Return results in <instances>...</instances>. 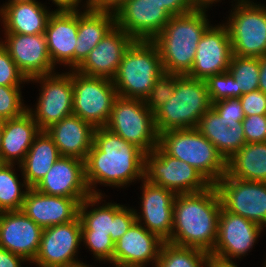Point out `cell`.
Here are the masks:
<instances>
[{"label":"cell","instance_id":"1","mask_svg":"<svg viewBox=\"0 0 266 267\" xmlns=\"http://www.w3.org/2000/svg\"><path fill=\"white\" fill-rule=\"evenodd\" d=\"M145 178V153L106 127H97L85 160V180L91 195H101L96 184L125 187Z\"/></svg>","mask_w":266,"mask_h":267},{"label":"cell","instance_id":"2","mask_svg":"<svg viewBox=\"0 0 266 267\" xmlns=\"http://www.w3.org/2000/svg\"><path fill=\"white\" fill-rule=\"evenodd\" d=\"M221 208V200L214 185L196 193L176 194L173 229L167 242L210 253L217 240Z\"/></svg>","mask_w":266,"mask_h":267},{"label":"cell","instance_id":"3","mask_svg":"<svg viewBox=\"0 0 266 267\" xmlns=\"http://www.w3.org/2000/svg\"><path fill=\"white\" fill-rule=\"evenodd\" d=\"M206 9L171 16L152 40L158 47L164 72L187 75L193 66L198 42L210 26Z\"/></svg>","mask_w":266,"mask_h":267},{"label":"cell","instance_id":"4","mask_svg":"<svg viewBox=\"0 0 266 267\" xmlns=\"http://www.w3.org/2000/svg\"><path fill=\"white\" fill-rule=\"evenodd\" d=\"M162 73L157 45L153 41L135 40L124 53L112 80L118 96L144 100Z\"/></svg>","mask_w":266,"mask_h":267},{"label":"cell","instance_id":"5","mask_svg":"<svg viewBox=\"0 0 266 267\" xmlns=\"http://www.w3.org/2000/svg\"><path fill=\"white\" fill-rule=\"evenodd\" d=\"M211 107L205 80L177 75L174 94L154 113L157 132L196 128Z\"/></svg>","mask_w":266,"mask_h":267},{"label":"cell","instance_id":"6","mask_svg":"<svg viewBox=\"0 0 266 267\" xmlns=\"http://www.w3.org/2000/svg\"><path fill=\"white\" fill-rule=\"evenodd\" d=\"M158 146L166 154L194 167L212 185L227 173V161L196 128L160 133Z\"/></svg>","mask_w":266,"mask_h":267},{"label":"cell","instance_id":"7","mask_svg":"<svg viewBox=\"0 0 266 267\" xmlns=\"http://www.w3.org/2000/svg\"><path fill=\"white\" fill-rule=\"evenodd\" d=\"M105 127L145 154L158 146L154 113L146 107L144 100L117 96Z\"/></svg>","mask_w":266,"mask_h":267},{"label":"cell","instance_id":"8","mask_svg":"<svg viewBox=\"0 0 266 267\" xmlns=\"http://www.w3.org/2000/svg\"><path fill=\"white\" fill-rule=\"evenodd\" d=\"M234 7L225 23L233 55L256 58L264 56L266 54V7L264 4L257 5L250 0H237Z\"/></svg>","mask_w":266,"mask_h":267},{"label":"cell","instance_id":"9","mask_svg":"<svg viewBox=\"0 0 266 267\" xmlns=\"http://www.w3.org/2000/svg\"><path fill=\"white\" fill-rule=\"evenodd\" d=\"M73 114L95 128L105 127L118 96L112 79L72 70Z\"/></svg>","mask_w":266,"mask_h":267},{"label":"cell","instance_id":"10","mask_svg":"<svg viewBox=\"0 0 266 267\" xmlns=\"http://www.w3.org/2000/svg\"><path fill=\"white\" fill-rule=\"evenodd\" d=\"M145 179L175 194L196 193L212 185L194 167L166 154L159 146L145 154Z\"/></svg>","mask_w":266,"mask_h":267},{"label":"cell","instance_id":"11","mask_svg":"<svg viewBox=\"0 0 266 267\" xmlns=\"http://www.w3.org/2000/svg\"><path fill=\"white\" fill-rule=\"evenodd\" d=\"M30 81L41 84L36 109L28 108L40 131H46L66 116L73 114L72 70L63 74L54 72L36 76Z\"/></svg>","mask_w":266,"mask_h":267},{"label":"cell","instance_id":"12","mask_svg":"<svg viewBox=\"0 0 266 267\" xmlns=\"http://www.w3.org/2000/svg\"><path fill=\"white\" fill-rule=\"evenodd\" d=\"M214 186L222 208L265 227L266 182L237 179L226 173Z\"/></svg>","mask_w":266,"mask_h":267},{"label":"cell","instance_id":"13","mask_svg":"<svg viewBox=\"0 0 266 267\" xmlns=\"http://www.w3.org/2000/svg\"><path fill=\"white\" fill-rule=\"evenodd\" d=\"M262 228L259 224L221 208L217 240L210 256L232 262L240 259L255 245Z\"/></svg>","mask_w":266,"mask_h":267},{"label":"cell","instance_id":"14","mask_svg":"<svg viewBox=\"0 0 266 267\" xmlns=\"http://www.w3.org/2000/svg\"><path fill=\"white\" fill-rule=\"evenodd\" d=\"M81 243L79 216L70 222L45 228L38 254L32 263L38 267H62L80 262L76 254Z\"/></svg>","mask_w":266,"mask_h":267},{"label":"cell","instance_id":"15","mask_svg":"<svg viewBox=\"0 0 266 267\" xmlns=\"http://www.w3.org/2000/svg\"><path fill=\"white\" fill-rule=\"evenodd\" d=\"M170 18L155 0H126L115 12L116 26L134 40L152 41Z\"/></svg>","mask_w":266,"mask_h":267},{"label":"cell","instance_id":"16","mask_svg":"<svg viewBox=\"0 0 266 267\" xmlns=\"http://www.w3.org/2000/svg\"><path fill=\"white\" fill-rule=\"evenodd\" d=\"M232 57V44L226 25H210L198 42L193 66L187 76L206 80L226 72Z\"/></svg>","mask_w":266,"mask_h":267},{"label":"cell","instance_id":"17","mask_svg":"<svg viewBox=\"0 0 266 267\" xmlns=\"http://www.w3.org/2000/svg\"><path fill=\"white\" fill-rule=\"evenodd\" d=\"M4 35L5 40L0 43L28 80L54 73L55 67L50 59L45 33Z\"/></svg>","mask_w":266,"mask_h":267},{"label":"cell","instance_id":"18","mask_svg":"<svg viewBox=\"0 0 266 267\" xmlns=\"http://www.w3.org/2000/svg\"><path fill=\"white\" fill-rule=\"evenodd\" d=\"M141 215L135 211L136 222L167 242L173 229V211L176 194L162 186L142 179ZM144 220V222H142ZM142 222V223H141ZM146 224V225H145Z\"/></svg>","mask_w":266,"mask_h":267},{"label":"cell","instance_id":"19","mask_svg":"<svg viewBox=\"0 0 266 267\" xmlns=\"http://www.w3.org/2000/svg\"><path fill=\"white\" fill-rule=\"evenodd\" d=\"M35 189L42 194L75 198L81 203L91 195L85 180V161L61 156Z\"/></svg>","mask_w":266,"mask_h":267},{"label":"cell","instance_id":"20","mask_svg":"<svg viewBox=\"0 0 266 267\" xmlns=\"http://www.w3.org/2000/svg\"><path fill=\"white\" fill-rule=\"evenodd\" d=\"M43 229L22 210L0 212V247L32 263Z\"/></svg>","mask_w":266,"mask_h":267},{"label":"cell","instance_id":"21","mask_svg":"<svg viewBox=\"0 0 266 267\" xmlns=\"http://www.w3.org/2000/svg\"><path fill=\"white\" fill-rule=\"evenodd\" d=\"M164 242L158 235L135 222L115 242L113 264L115 267H146L152 261V265L156 267Z\"/></svg>","mask_w":266,"mask_h":267},{"label":"cell","instance_id":"22","mask_svg":"<svg viewBox=\"0 0 266 267\" xmlns=\"http://www.w3.org/2000/svg\"><path fill=\"white\" fill-rule=\"evenodd\" d=\"M134 41L115 25L75 70L87 76L113 79L124 53Z\"/></svg>","mask_w":266,"mask_h":267},{"label":"cell","instance_id":"23","mask_svg":"<svg viewBox=\"0 0 266 267\" xmlns=\"http://www.w3.org/2000/svg\"><path fill=\"white\" fill-rule=\"evenodd\" d=\"M79 205L75 198L42 194L35 188H28L21 210L45 229L74 220Z\"/></svg>","mask_w":266,"mask_h":267},{"label":"cell","instance_id":"24","mask_svg":"<svg viewBox=\"0 0 266 267\" xmlns=\"http://www.w3.org/2000/svg\"><path fill=\"white\" fill-rule=\"evenodd\" d=\"M78 33V10L56 11L50 15L45 35L53 66L64 64L74 70V51Z\"/></svg>","mask_w":266,"mask_h":267},{"label":"cell","instance_id":"25","mask_svg":"<svg viewBox=\"0 0 266 267\" xmlns=\"http://www.w3.org/2000/svg\"><path fill=\"white\" fill-rule=\"evenodd\" d=\"M243 119L222 117L211 107L203 114L196 129L216 147L227 161L246 143Z\"/></svg>","mask_w":266,"mask_h":267},{"label":"cell","instance_id":"26","mask_svg":"<svg viewBox=\"0 0 266 267\" xmlns=\"http://www.w3.org/2000/svg\"><path fill=\"white\" fill-rule=\"evenodd\" d=\"M95 129L91 123L71 114L46 131L52 137L61 156L85 161L93 144Z\"/></svg>","mask_w":266,"mask_h":267},{"label":"cell","instance_id":"27","mask_svg":"<svg viewBox=\"0 0 266 267\" xmlns=\"http://www.w3.org/2000/svg\"><path fill=\"white\" fill-rule=\"evenodd\" d=\"M39 132L38 124L28 110L18 118L3 120L0 149L2 162L8 164L17 162V165H20Z\"/></svg>","mask_w":266,"mask_h":267},{"label":"cell","instance_id":"28","mask_svg":"<svg viewBox=\"0 0 266 267\" xmlns=\"http://www.w3.org/2000/svg\"><path fill=\"white\" fill-rule=\"evenodd\" d=\"M0 8V16L5 33L41 34L45 33L46 25L53 11L45 9L40 2L5 5Z\"/></svg>","mask_w":266,"mask_h":267},{"label":"cell","instance_id":"29","mask_svg":"<svg viewBox=\"0 0 266 267\" xmlns=\"http://www.w3.org/2000/svg\"><path fill=\"white\" fill-rule=\"evenodd\" d=\"M115 25L114 13L87 9L80 13L78 10V33L74 51V70Z\"/></svg>","mask_w":266,"mask_h":267},{"label":"cell","instance_id":"30","mask_svg":"<svg viewBox=\"0 0 266 267\" xmlns=\"http://www.w3.org/2000/svg\"><path fill=\"white\" fill-rule=\"evenodd\" d=\"M60 157L52 137L47 131H40L34 138L24 161L18 166L28 187L35 188Z\"/></svg>","mask_w":266,"mask_h":267},{"label":"cell","instance_id":"31","mask_svg":"<svg viewBox=\"0 0 266 267\" xmlns=\"http://www.w3.org/2000/svg\"><path fill=\"white\" fill-rule=\"evenodd\" d=\"M227 174L237 179L266 182V142L245 143L227 160Z\"/></svg>","mask_w":266,"mask_h":267},{"label":"cell","instance_id":"32","mask_svg":"<svg viewBox=\"0 0 266 267\" xmlns=\"http://www.w3.org/2000/svg\"><path fill=\"white\" fill-rule=\"evenodd\" d=\"M102 196L103 194L90 195L80 203L78 216L81 221V235L110 236L113 233L114 203L98 206L100 201H104ZM95 205L98 207L93 209ZM90 206L92 209L88 210Z\"/></svg>","mask_w":266,"mask_h":267},{"label":"cell","instance_id":"33","mask_svg":"<svg viewBox=\"0 0 266 267\" xmlns=\"http://www.w3.org/2000/svg\"><path fill=\"white\" fill-rule=\"evenodd\" d=\"M209 257L204 250L164 242L156 267H207Z\"/></svg>","mask_w":266,"mask_h":267},{"label":"cell","instance_id":"34","mask_svg":"<svg viewBox=\"0 0 266 267\" xmlns=\"http://www.w3.org/2000/svg\"><path fill=\"white\" fill-rule=\"evenodd\" d=\"M14 166V164L3 163L0 167V212L21 210L29 188L25 180L22 184L18 180ZM23 187H25L24 191Z\"/></svg>","mask_w":266,"mask_h":267},{"label":"cell","instance_id":"35","mask_svg":"<svg viewBox=\"0 0 266 267\" xmlns=\"http://www.w3.org/2000/svg\"><path fill=\"white\" fill-rule=\"evenodd\" d=\"M228 71L236 80V98L259 89V58L233 55Z\"/></svg>","mask_w":266,"mask_h":267},{"label":"cell","instance_id":"36","mask_svg":"<svg viewBox=\"0 0 266 267\" xmlns=\"http://www.w3.org/2000/svg\"><path fill=\"white\" fill-rule=\"evenodd\" d=\"M177 75L162 73L154 83L149 95L144 99L146 107L155 113L174 94Z\"/></svg>","mask_w":266,"mask_h":267},{"label":"cell","instance_id":"37","mask_svg":"<svg viewBox=\"0 0 266 267\" xmlns=\"http://www.w3.org/2000/svg\"><path fill=\"white\" fill-rule=\"evenodd\" d=\"M21 86H0V120L18 118L28 107L22 102Z\"/></svg>","mask_w":266,"mask_h":267},{"label":"cell","instance_id":"38","mask_svg":"<svg viewBox=\"0 0 266 267\" xmlns=\"http://www.w3.org/2000/svg\"><path fill=\"white\" fill-rule=\"evenodd\" d=\"M205 83L211 104L223 99L236 98V80L229 71L210 76Z\"/></svg>","mask_w":266,"mask_h":267},{"label":"cell","instance_id":"39","mask_svg":"<svg viewBox=\"0 0 266 267\" xmlns=\"http://www.w3.org/2000/svg\"><path fill=\"white\" fill-rule=\"evenodd\" d=\"M29 82L0 43V86H20Z\"/></svg>","mask_w":266,"mask_h":267},{"label":"cell","instance_id":"40","mask_svg":"<svg viewBox=\"0 0 266 267\" xmlns=\"http://www.w3.org/2000/svg\"><path fill=\"white\" fill-rule=\"evenodd\" d=\"M81 241L93 253L94 258L100 261H108L113 265V252L115 242L110 236L81 235Z\"/></svg>","mask_w":266,"mask_h":267},{"label":"cell","instance_id":"41","mask_svg":"<svg viewBox=\"0 0 266 267\" xmlns=\"http://www.w3.org/2000/svg\"><path fill=\"white\" fill-rule=\"evenodd\" d=\"M135 211L136 209L114 203V227L113 233H110V237L114 242L122 237L136 222Z\"/></svg>","mask_w":266,"mask_h":267},{"label":"cell","instance_id":"42","mask_svg":"<svg viewBox=\"0 0 266 267\" xmlns=\"http://www.w3.org/2000/svg\"><path fill=\"white\" fill-rule=\"evenodd\" d=\"M242 124L246 143L266 142V115L245 116Z\"/></svg>","mask_w":266,"mask_h":267},{"label":"cell","instance_id":"43","mask_svg":"<svg viewBox=\"0 0 266 267\" xmlns=\"http://www.w3.org/2000/svg\"><path fill=\"white\" fill-rule=\"evenodd\" d=\"M239 98L245 116L266 115V94L259 89L243 94Z\"/></svg>","mask_w":266,"mask_h":267},{"label":"cell","instance_id":"44","mask_svg":"<svg viewBox=\"0 0 266 267\" xmlns=\"http://www.w3.org/2000/svg\"><path fill=\"white\" fill-rule=\"evenodd\" d=\"M212 107L222 117L245 118L240 98H228L212 103Z\"/></svg>","mask_w":266,"mask_h":267},{"label":"cell","instance_id":"45","mask_svg":"<svg viewBox=\"0 0 266 267\" xmlns=\"http://www.w3.org/2000/svg\"><path fill=\"white\" fill-rule=\"evenodd\" d=\"M170 15H183L195 10L192 0H155Z\"/></svg>","mask_w":266,"mask_h":267},{"label":"cell","instance_id":"46","mask_svg":"<svg viewBox=\"0 0 266 267\" xmlns=\"http://www.w3.org/2000/svg\"><path fill=\"white\" fill-rule=\"evenodd\" d=\"M126 0H86L83 5L85 9L91 11L114 13L123 5Z\"/></svg>","mask_w":266,"mask_h":267},{"label":"cell","instance_id":"47","mask_svg":"<svg viewBox=\"0 0 266 267\" xmlns=\"http://www.w3.org/2000/svg\"><path fill=\"white\" fill-rule=\"evenodd\" d=\"M24 261L23 257L0 247V267H21Z\"/></svg>","mask_w":266,"mask_h":267},{"label":"cell","instance_id":"48","mask_svg":"<svg viewBox=\"0 0 266 267\" xmlns=\"http://www.w3.org/2000/svg\"><path fill=\"white\" fill-rule=\"evenodd\" d=\"M54 4L58 7L56 11H77L81 10L77 7L82 0H52Z\"/></svg>","mask_w":266,"mask_h":267},{"label":"cell","instance_id":"49","mask_svg":"<svg viewBox=\"0 0 266 267\" xmlns=\"http://www.w3.org/2000/svg\"><path fill=\"white\" fill-rule=\"evenodd\" d=\"M260 72H259V90L266 94V54L259 57Z\"/></svg>","mask_w":266,"mask_h":267},{"label":"cell","instance_id":"50","mask_svg":"<svg viewBox=\"0 0 266 267\" xmlns=\"http://www.w3.org/2000/svg\"><path fill=\"white\" fill-rule=\"evenodd\" d=\"M207 267H237V265L233 261H223L210 256Z\"/></svg>","mask_w":266,"mask_h":267},{"label":"cell","instance_id":"51","mask_svg":"<svg viewBox=\"0 0 266 267\" xmlns=\"http://www.w3.org/2000/svg\"><path fill=\"white\" fill-rule=\"evenodd\" d=\"M220 0H192L193 5L197 9H207V7L211 6L215 2H219Z\"/></svg>","mask_w":266,"mask_h":267},{"label":"cell","instance_id":"52","mask_svg":"<svg viewBox=\"0 0 266 267\" xmlns=\"http://www.w3.org/2000/svg\"><path fill=\"white\" fill-rule=\"evenodd\" d=\"M36 3V0H8V3L6 2V5H17V4H21V3Z\"/></svg>","mask_w":266,"mask_h":267},{"label":"cell","instance_id":"53","mask_svg":"<svg viewBox=\"0 0 266 267\" xmlns=\"http://www.w3.org/2000/svg\"><path fill=\"white\" fill-rule=\"evenodd\" d=\"M62 267H90V266L87 265V264H84L83 261L82 262L80 261V262H77V263H74V264H71V265H65V266H62Z\"/></svg>","mask_w":266,"mask_h":267},{"label":"cell","instance_id":"54","mask_svg":"<svg viewBox=\"0 0 266 267\" xmlns=\"http://www.w3.org/2000/svg\"><path fill=\"white\" fill-rule=\"evenodd\" d=\"M2 136H3V121L0 120V149L2 145Z\"/></svg>","mask_w":266,"mask_h":267},{"label":"cell","instance_id":"55","mask_svg":"<svg viewBox=\"0 0 266 267\" xmlns=\"http://www.w3.org/2000/svg\"><path fill=\"white\" fill-rule=\"evenodd\" d=\"M2 164H3V162H2L1 157H0V167L2 166Z\"/></svg>","mask_w":266,"mask_h":267}]
</instances>
